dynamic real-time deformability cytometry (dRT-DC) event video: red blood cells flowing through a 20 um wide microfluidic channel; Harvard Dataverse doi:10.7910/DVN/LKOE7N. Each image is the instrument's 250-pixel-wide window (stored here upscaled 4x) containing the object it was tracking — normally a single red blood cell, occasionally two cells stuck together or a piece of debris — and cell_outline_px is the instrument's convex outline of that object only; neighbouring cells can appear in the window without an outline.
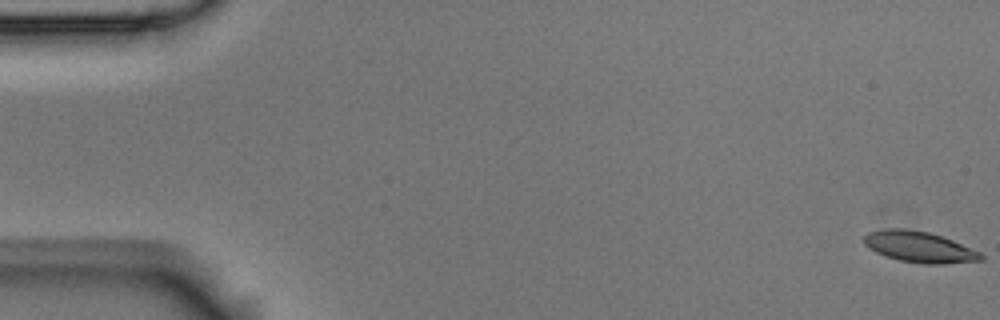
{"species": "Egyptian fruit bat (a non-hibernating species)", "species_latin": "Rousettus aegyptiacus", "temperature_condition": "room temperature", "stored_images_in_passage": 13, "camera_frame_rate_fps": 3000, "um_per_image_px": 0.085, "animal": {"sex": "male"}, "frame": {"image": 1, "passage_image": 1, "time_ms": 0.0, "image_size_px": [1000, 320], "cell_outline_px": [[984, 260], [944, 264], [924, 264], [900, 260], [884, 256], [868, 248], [864, 244], [864, 236], [868, 232], [884, 228], [904, 228], [928, 232], [952, 240], [980, 252], [984, 256]], "centroid_in_image_um": [78.12, 20.99], "position_along_channel_um": 6.9, "area_um2": 21.15}}
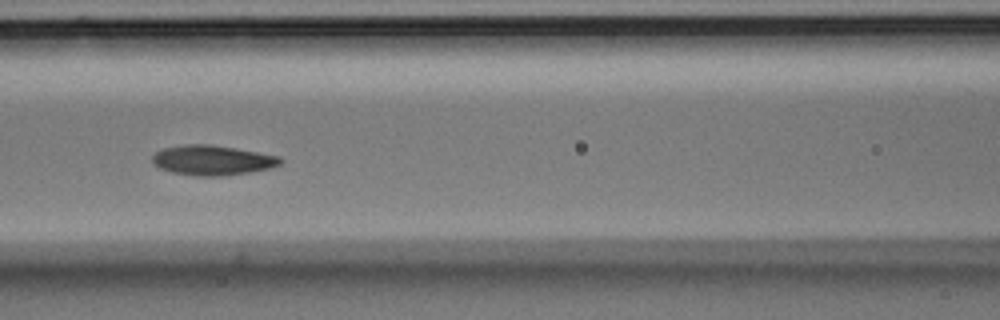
{"frame": {"image": 2, "passage_image": 7, "time_ms": 2.0, "image_size_px": [1000, 320], "cell_outline_px": [[284, 160], [280, 164], [268, 168], [248, 172], [224, 176], [196, 176], [172, 172], [160, 168], [152, 164], [152, 156], [156, 152], [164, 148], [184, 144], [208, 144], [280, 156]], "centroid_in_image_um": [18.02, 13.62], "position_along_channel_um": 148.6, "area_um2": 22.14}}
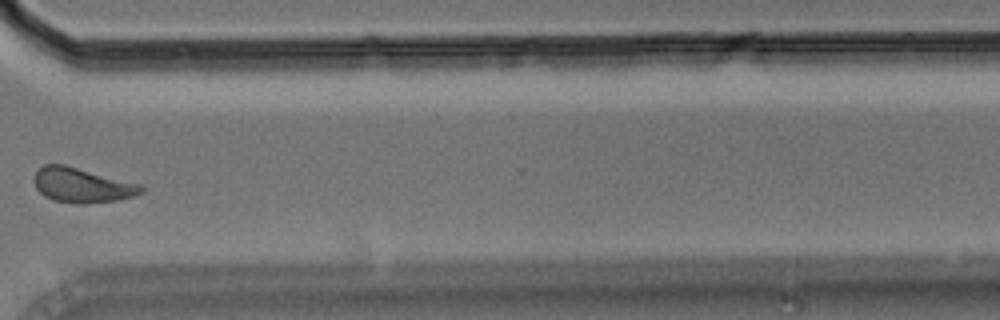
{"frame": {"image": 3, "passage_image": 12, "time_ms": 3.667, "image_size_px": [1000, 320], "cell_outline_px": [[144, 192], [136, 196], [120, 200], [80, 204], [76, 204], [52, 200], [44, 196], [36, 188], [36, 172], [44, 164], [64, 164], [144, 184]], "centroid_in_image_um": [7.06, 15.75], "position_along_channel_um": 363.5, "area_um2": 21.96}}